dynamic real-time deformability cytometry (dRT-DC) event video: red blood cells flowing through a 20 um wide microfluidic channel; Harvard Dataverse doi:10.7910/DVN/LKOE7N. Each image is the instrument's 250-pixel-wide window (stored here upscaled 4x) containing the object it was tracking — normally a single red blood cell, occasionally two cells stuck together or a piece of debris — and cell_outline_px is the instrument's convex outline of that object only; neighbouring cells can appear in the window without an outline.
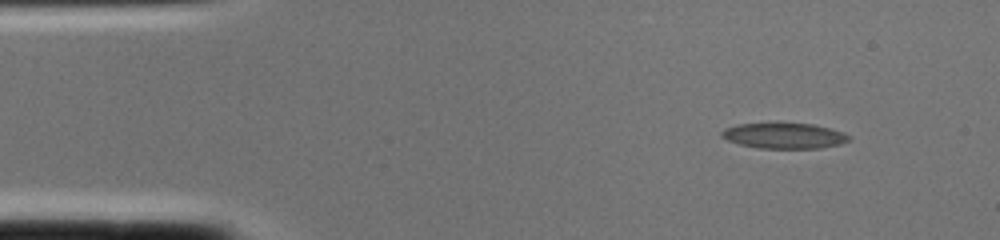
{"species": "common noctule bat (a hibernating species)", "species_latin": "Nyctalus noctula", "temperature_condition": "cold", "stored_images_in_passage": 1, "camera_frame_rate_fps": 3000, "um_per_image_px": 0.085, "animal": {"sex": "female", "body_mass_g": 22.0, "forearm_length_mm": 56.7}, "frame": {"image": 1, "passage_image": 1, "time_ms": 0.0, "image_size_px": [1000, 240], "cell_outline_px": [[852, 136], [848, 140], [840, 144], [820, 148], [760, 148], [740, 144], [728, 140], [720, 136], [720, 132], [724, 128], [736, 124], [812, 124], [844, 132]], "centroid_in_image_um": [66.65, 11.54], "position_along_channel_um": 18.4, "area_um2": 18.73}}